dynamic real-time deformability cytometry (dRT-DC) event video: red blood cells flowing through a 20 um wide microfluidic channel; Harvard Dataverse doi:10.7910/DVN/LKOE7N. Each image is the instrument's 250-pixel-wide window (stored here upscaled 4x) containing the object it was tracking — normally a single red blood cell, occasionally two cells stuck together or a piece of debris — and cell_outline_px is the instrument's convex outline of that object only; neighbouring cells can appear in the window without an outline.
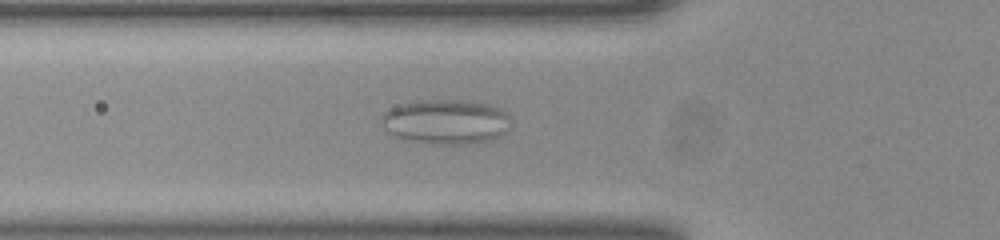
{"species": "common noctule bat (a hibernating species)", "species_latin": "Nyctalus noctula", "temperature_condition": "room temperature", "stored_images_in_passage": 43, "camera_frame_rate_fps": 3000, "um_per_image_px": 0.085, "animal": {"sex": "female", "body_mass_g": 23.0, "forearm_length_mm": 53.4}, "frame": {"image": 1, "passage_image": 8, "time_ms": 2.333, "image_size_px": [1000, 240], "cell_outline_px": [[508, 116], [504, 132], [500, 136], [484, 140], [452, 144], [448, 144], [408, 140], [392, 136], [380, 124], [380, 120], [384, 112], [388, 108], [400, 104], [416, 100], [472, 100], [488, 104], [500, 108], [508, 112]], "centroid_in_image_um": [37.81, 10.3], "position_along_channel_um": 88.0, "area_um2": 33.35}}
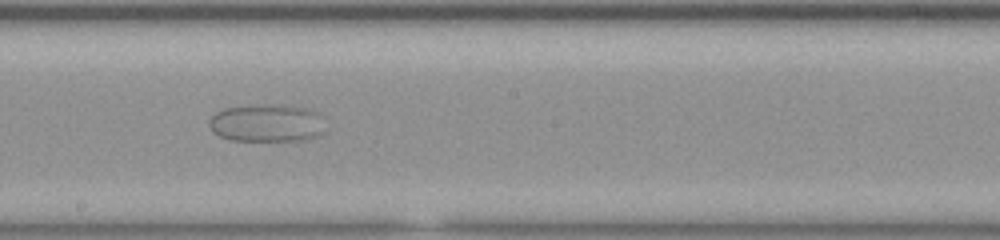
{"frame": {"image": 2, "passage_image": 19, "time_ms": 6.0, "image_size_px": [1000, 240], "cell_outline_px": [[324, 132], [320, 136], [304, 140], [232, 140], [220, 136], [212, 132], [208, 124], [208, 120], [216, 112], [224, 108], [256, 104], [276, 104], [308, 108], [320, 112]], "centroid_in_image_um": [22.68, 10.44], "position_along_channel_um": 225.5, "area_um2": 25.89}}